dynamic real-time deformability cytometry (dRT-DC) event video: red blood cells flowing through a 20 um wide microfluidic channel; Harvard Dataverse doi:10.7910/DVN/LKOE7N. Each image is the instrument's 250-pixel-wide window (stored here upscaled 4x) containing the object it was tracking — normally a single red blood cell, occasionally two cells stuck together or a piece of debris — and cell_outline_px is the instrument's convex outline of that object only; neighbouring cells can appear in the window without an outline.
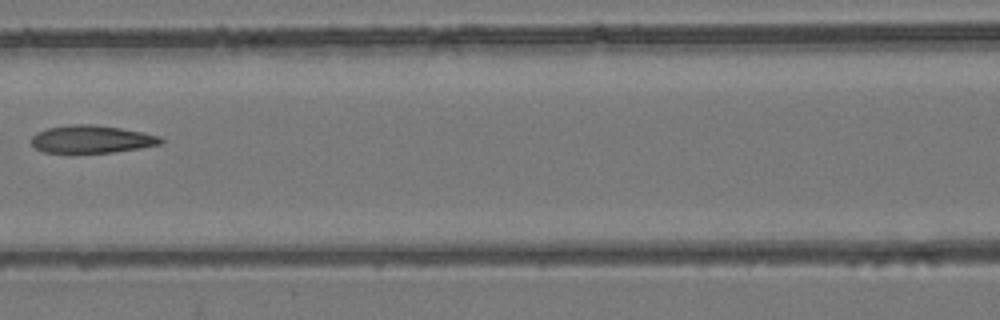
{"species": "common noctule bat (a hibernating species)", "species_latin": "Nyctalus noctula", "temperature_condition": "room temperature", "stored_images_in_passage": 6, "camera_frame_rate_fps": 3000, "um_per_image_px": 0.085, "animal": {"sex": "female", "body_mass_g": 24.6, "forearm_length_mm": 56.2}, "frame": {"image": 1, "passage_image": 6, "time_ms": 5.667, "image_size_px": [1000, 320], "cell_outline_px": [[164, 140], [160, 144], [140, 148], [112, 152], [68, 156], [44, 152], [36, 148], [28, 140], [36, 132], [48, 128], [72, 124], [92, 124], [120, 128], [144, 132], [160, 136]], "centroid_in_image_um": [7.71, 11.87], "position_along_channel_um": 158.9, "area_um2": 21.79}}